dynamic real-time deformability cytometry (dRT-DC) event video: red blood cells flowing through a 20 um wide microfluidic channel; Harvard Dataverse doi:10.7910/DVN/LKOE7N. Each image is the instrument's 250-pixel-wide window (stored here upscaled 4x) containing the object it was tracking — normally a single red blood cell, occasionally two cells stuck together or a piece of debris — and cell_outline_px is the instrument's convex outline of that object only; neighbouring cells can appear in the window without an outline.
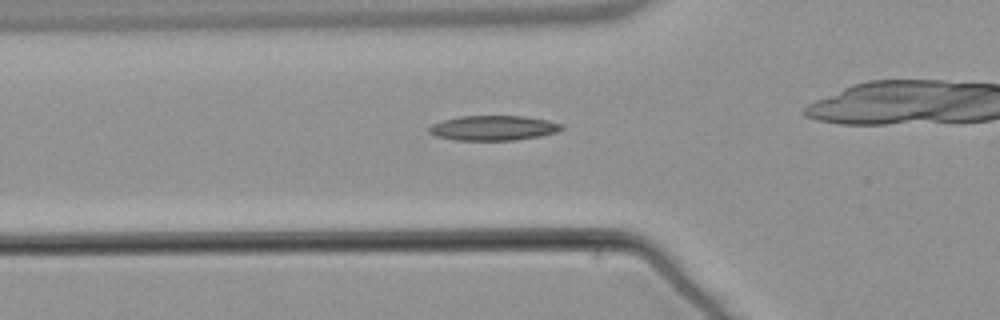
{"species": "common noctule bat (a hibernating species)", "species_latin": "Nyctalus noctula", "temperature_condition": "warm", "stored_images_in_passage": 33, "camera_frame_rate_fps": 3000, "um_per_image_px": 0.085, "animal": {"sex": "male", "body_mass_g": 21.5, "forearm_length_mm": 52.0}, "frame": {"image": 1, "passage_image": 19, "time_ms": 6.0, "image_size_px": [1000, 320], "cell_outline_px": [[564, 128], [556, 132], [540, 136], [516, 140], [452, 140], [436, 136], [428, 132], [428, 128], [432, 124], [444, 120], [460, 116], [524, 116], [548, 120], [564, 124]], "centroid_in_image_um": [41.95, 10.88], "position_along_channel_um": 83.9, "area_um2": 19.31}}